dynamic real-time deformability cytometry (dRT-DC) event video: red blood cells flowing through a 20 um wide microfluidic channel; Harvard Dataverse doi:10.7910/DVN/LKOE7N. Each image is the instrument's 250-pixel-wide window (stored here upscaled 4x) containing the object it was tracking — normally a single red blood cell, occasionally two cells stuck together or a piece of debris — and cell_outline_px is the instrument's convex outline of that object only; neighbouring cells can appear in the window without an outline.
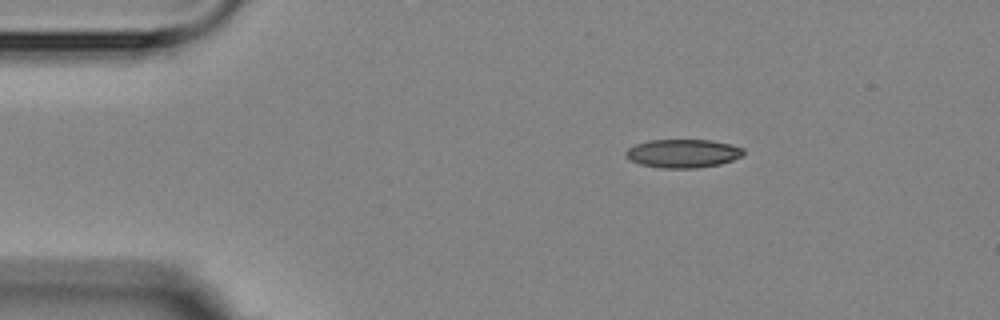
{"species": "Egyptian fruit bat (a non-hibernating species)", "species_latin": "Rousettus aegyptiacus", "temperature_condition": "room temperature", "stored_images_in_passage": 4, "camera_frame_rate_fps": 3000, "um_per_image_px": 0.085, "animal": {"sex": "female"}, "frame": {"image": 1, "passage_image": 2, "time_ms": 1.333, "image_size_px": [1000, 320], "cell_outline_px": [[744, 152], [740, 156], [732, 160], [720, 164], [696, 168], [664, 168], [640, 164], [624, 156], [624, 152], [628, 148], [636, 144], [648, 140], [712, 140], [732, 144], [744, 148]], "centroid_in_image_um": [58.05, 13.03], "position_along_channel_um": 27.0, "area_um2": 19.54}}
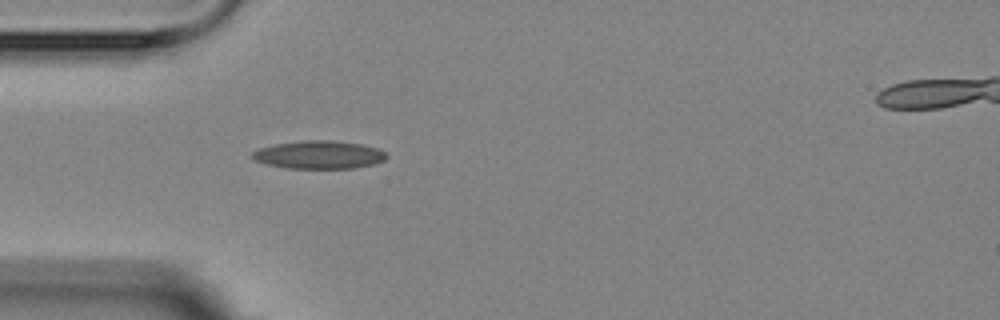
{"frame": {"image": 2, "passage_image": 4, "time_ms": 3.667, "image_size_px": [1000, 320], "cell_outline_px": [[388, 156], [384, 160], [376, 164], [356, 168], [288, 168], [268, 164], [256, 160], [252, 156], [252, 152], [260, 148], [276, 144], [304, 140], [332, 140], [360, 144], [376, 148], [384, 152]], "centroid_in_image_um": [27.15, 13.15], "position_along_channel_um": 57.8, "area_um2": 21.73}}